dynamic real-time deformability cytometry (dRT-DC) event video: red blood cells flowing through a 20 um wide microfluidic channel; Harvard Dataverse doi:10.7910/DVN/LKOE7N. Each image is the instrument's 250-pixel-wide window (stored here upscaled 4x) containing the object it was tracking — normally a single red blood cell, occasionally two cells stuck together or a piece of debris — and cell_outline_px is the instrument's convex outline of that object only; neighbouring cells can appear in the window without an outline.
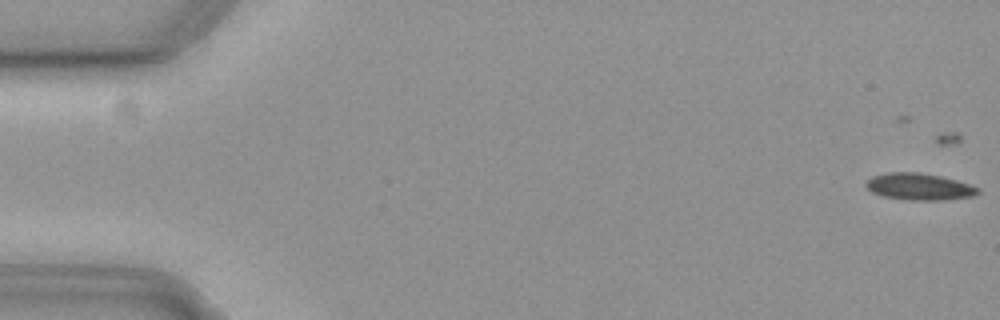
{"species": "common noctule bat (a hibernating species)", "species_latin": "Nyctalus noctula", "temperature_condition": "cold", "stored_images_in_passage": 20, "camera_frame_rate_fps": 3000, "um_per_image_px": 0.085, "animal": {"sex": "female", "body_mass_g": 19.3, "forearm_length_mm": 54.1}, "frame": {"image": 1, "passage_image": 1, "time_ms": 0.0, "image_size_px": [1000, 320], "cell_outline_px": [[980, 192], [972, 196], [944, 200], [908, 200], [884, 196], [872, 192], [864, 184], [872, 176], [884, 172], [920, 172], [940, 176], [972, 184], [980, 188]], "centroid_in_image_um": [78.15, 15.86], "position_along_channel_um": 6.9, "area_um2": 17.57}}
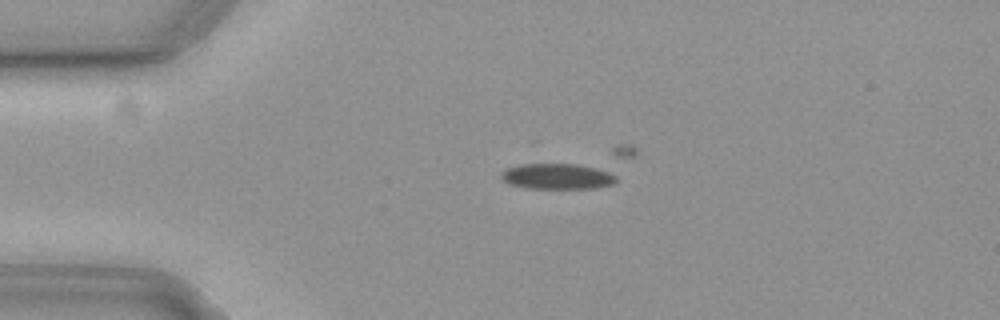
{"frame": {"image": 2, "passage_image": 13, "time_ms": 4.0, "image_size_px": [1000, 320], "cell_outline_px": [[616, 180], [612, 184], [592, 188], [528, 188], [508, 184], [500, 176], [500, 172], [508, 168], [520, 164], [576, 164], [596, 168], [608, 172], [616, 176]], "centroid_in_image_um": [47.32, 14.99], "position_along_channel_um": 37.7, "area_um2": 16.99}}